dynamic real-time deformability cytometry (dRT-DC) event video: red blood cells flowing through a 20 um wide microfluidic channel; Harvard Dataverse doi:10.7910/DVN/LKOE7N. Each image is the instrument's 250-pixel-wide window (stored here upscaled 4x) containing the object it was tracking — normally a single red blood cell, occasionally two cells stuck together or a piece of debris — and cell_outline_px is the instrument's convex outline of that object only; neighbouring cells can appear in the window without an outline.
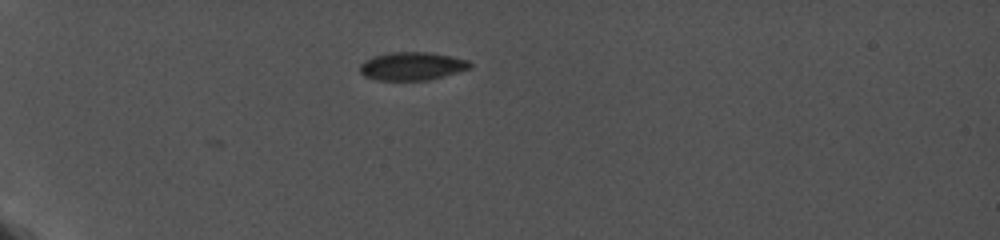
{"species": "common noctule bat (a hibernating species)", "species_latin": "Nyctalus noctula", "temperature_condition": "cold", "stored_images_in_passage": 5, "camera_frame_rate_fps": 5000, "um_per_image_px": 0.085, "animal": {"sex": "female", "body_mass_g": 19.0, "forearm_length_mm": 56.7}, "frame": {"image": 1, "passage_image": 1, "time_ms": 0.0, "image_size_px": [1000, 240], "cell_outline_px": [[472, 68], [428, 80], [376, 80], [364, 76], [360, 72], [360, 64], [364, 60], [372, 56], [392, 52], [428, 52], [452, 56], [468, 60], [472, 64]], "centroid_in_image_um": [35.01, 5.62], "position_along_channel_um": 50.0, "area_um2": 18.15}}